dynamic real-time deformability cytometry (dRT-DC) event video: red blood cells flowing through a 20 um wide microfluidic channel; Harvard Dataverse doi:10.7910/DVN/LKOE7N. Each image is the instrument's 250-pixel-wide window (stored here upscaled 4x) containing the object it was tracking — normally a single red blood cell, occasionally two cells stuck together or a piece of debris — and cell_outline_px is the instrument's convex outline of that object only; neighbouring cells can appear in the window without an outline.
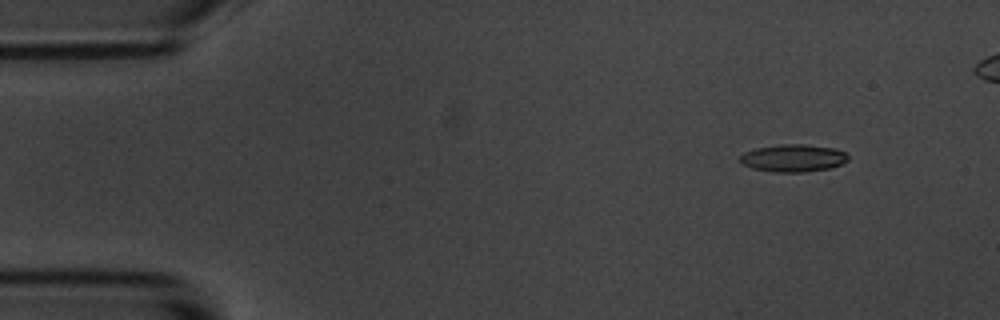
{"species": "common noctule bat (a hibernating species)", "species_latin": "Nyctalus noctula", "temperature_condition": "room temperature", "stored_images_in_passage": 5, "camera_frame_rate_fps": 3000, "um_per_image_px": 0.085, "animal": {"sex": "male", "body_mass_g": 20.1, "forearm_length_mm": 53.5}, "frame": {"image": 1, "passage_image": 1, "time_ms": 0.0, "image_size_px": [1000, 320], "cell_outline_px": [[848, 160], [840, 164], [828, 168], [804, 172], [776, 172], [752, 168], [740, 164], [740, 156], [744, 152], [756, 148], [784, 144], [804, 144], [836, 148], [844, 152], [848, 156]], "centroid_in_image_um": [67.4, 13.43], "position_along_channel_um": 17.6, "area_um2": 17.22}}